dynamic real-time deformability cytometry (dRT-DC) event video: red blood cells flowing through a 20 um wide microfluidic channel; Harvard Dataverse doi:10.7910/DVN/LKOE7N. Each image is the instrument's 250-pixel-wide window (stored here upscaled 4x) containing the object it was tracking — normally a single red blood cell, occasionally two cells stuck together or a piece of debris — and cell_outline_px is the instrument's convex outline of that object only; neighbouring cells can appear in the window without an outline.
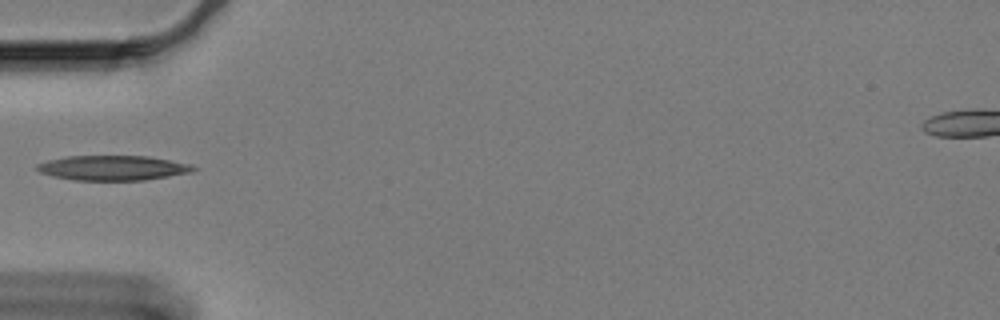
{"species": "Egyptian fruit bat (a non-hibernating species)", "species_latin": "Rousettus aegyptiacus", "temperature_condition": "cold", "stored_images_in_passage": 42, "camera_frame_rate_fps": 3000, "um_per_image_px": 0.085, "animal": {"sex": "female"}, "frame": {"image": 1, "passage_image": 1, "time_ms": 0.0, "image_size_px": [1000, 320], "cell_outline_px": [[200, 168], [192, 172], [144, 180], [72, 180], [52, 176], [40, 172], [36, 168], [36, 164], [48, 160], [68, 156], [148, 156], [192, 164]], "centroid_in_image_um": [9.62, 14.27], "position_along_channel_um": 75.4, "area_um2": 22.72}}
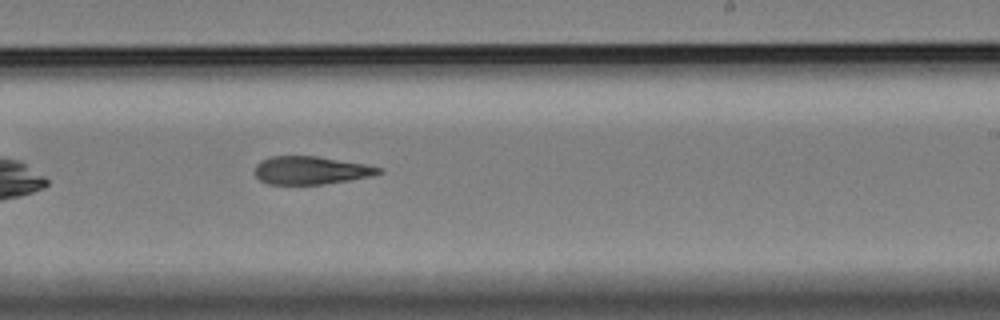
{"frame": {"image": 2, "passage_image": 18, "time_ms": 5.667, "image_size_px": [1000, 320], "cell_outline_px": [[384, 172], [372, 176], [324, 184], [268, 184], [260, 180], [256, 176], [256, 164], [260, 160], [268, 156], [316, 156], [364, 164], [384, 168]], "centroid_in_image_um": [26.43, 14.47], "position_along_channel_um": 262.6, "area_um2": 20.23}}
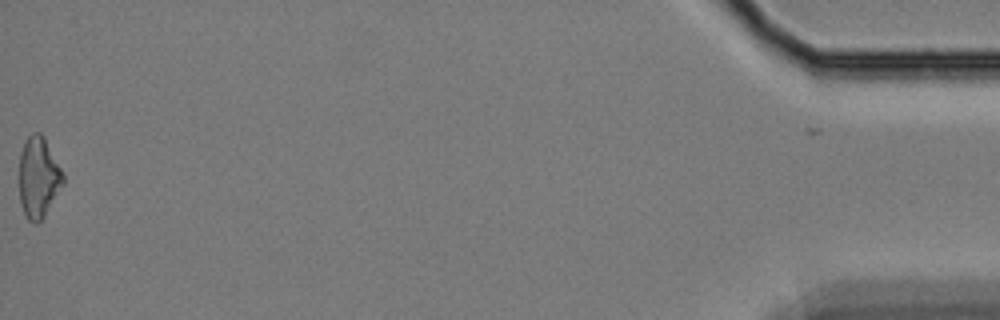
{"frame": {"image": 3, "passage_image": 42, "time_ms": 13.667, "image_size_px": [1000, 320], "cell_outline_px": [[64, 184], [44, 216], [36, 224], [28, 220], [20, 204], [20, 152], [24, 140], [32, 132], [40, 132], [44, 136], [64, 176]], "centroid_in_image_um": [3.26, 15.06], "position_along_channel_um": 431.9, "area_um2": 20.58}}